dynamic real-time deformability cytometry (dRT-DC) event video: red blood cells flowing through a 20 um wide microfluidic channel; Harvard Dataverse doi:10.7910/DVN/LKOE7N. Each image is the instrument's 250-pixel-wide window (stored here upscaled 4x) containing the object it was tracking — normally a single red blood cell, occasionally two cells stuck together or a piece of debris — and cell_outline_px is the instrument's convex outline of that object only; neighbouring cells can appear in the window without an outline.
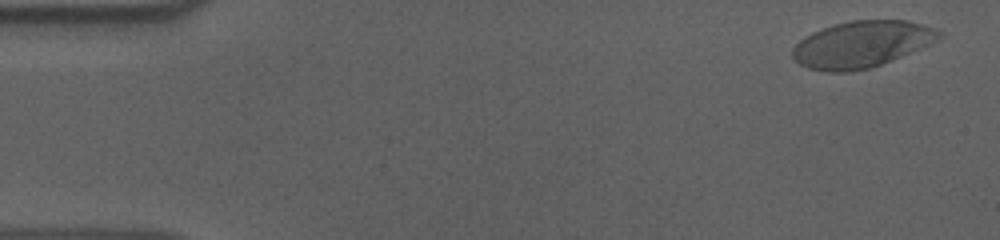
{"species": "human", "species_latin": "Homo sapiens", "temperature_condition": "cold", "stored_images_in_passage": 56, "camera_frame_rate_fps": 3000, "um_per_image_px": 0.085, "donor": {"sex": "male"}, "frame": {"image": 1, "passage_image": 2, "time_ms": 0.333, "image_size_px": [1000, 240], "cell_outline_px": [[944, 36], [940, 40], [892, 60], [868, 68], [848, 72], [828, 72], [808, 68], [800, 64], [792, 56], [792, 48], [804, 36], [812, 32], [836, 24], [852, 20], [904, 20], [920, 24], [944, 32]], "centroid_in_image_um": [73.25, 3.76], "position_along_channel_um": 11.7, "area_um2": 39.54}}
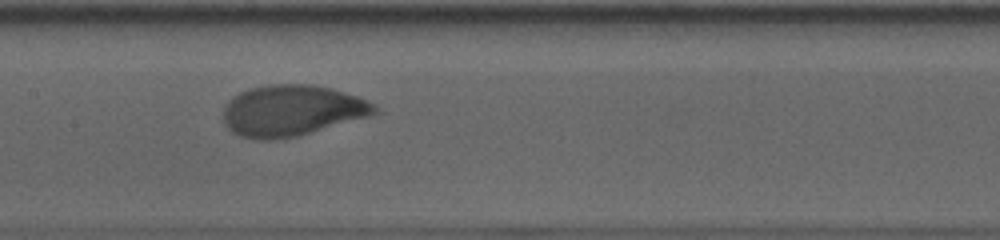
{"frame": {"image": 2, "passage_image": 27, "time_ms": 8.667, "image_size_px": [1000, 240], "cell_outline_px": [[380, 112], [368, 116], [296, 136], [272, 140], [256, 140], [240, 136], [232, 132], [224, 124], [224, 108], [228, 100], [232, 96], [248, 88], [268, 84], [312, 84], [332, 88], [356, 96], [380, 108]], "centroid_in_image_um": [24.76, 9.39], "position_along_channel_um": 182.6, "area_um2": 44.97}}
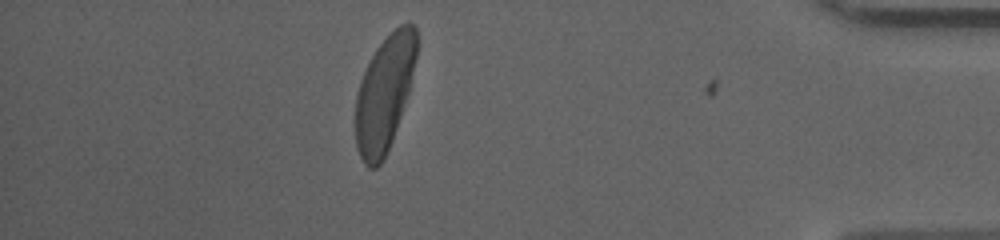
{"frame": {"image": 3, "passage_image": 49, "time_ms": 16.0, "image_size_px": [1000, 240], "cell_outline_px": [[416, 56], [408, 92], [392, 140], [384, 160], [376, 168], [368, 168], [364, 164], [356, 148], [356, 92], [360, 80], [376, 48], [400, 24], [412, 24], [416, 28]], "centroid_in_image_um": [32.65, 7.99], "position_along_channel_um": 402.5, "area_um2": 40.4}, "authors_computed_cell_mechanics": {"area_um2": 42.8009, "velocity_mm_per_s": 3.5967, "shape_relaxation_time_tau1_ms": 3.4087, "shape_relaxation_time_tau2_ms": null, "deformation_change_tau1": 0.1954, "deformation_change_tau2": null}}